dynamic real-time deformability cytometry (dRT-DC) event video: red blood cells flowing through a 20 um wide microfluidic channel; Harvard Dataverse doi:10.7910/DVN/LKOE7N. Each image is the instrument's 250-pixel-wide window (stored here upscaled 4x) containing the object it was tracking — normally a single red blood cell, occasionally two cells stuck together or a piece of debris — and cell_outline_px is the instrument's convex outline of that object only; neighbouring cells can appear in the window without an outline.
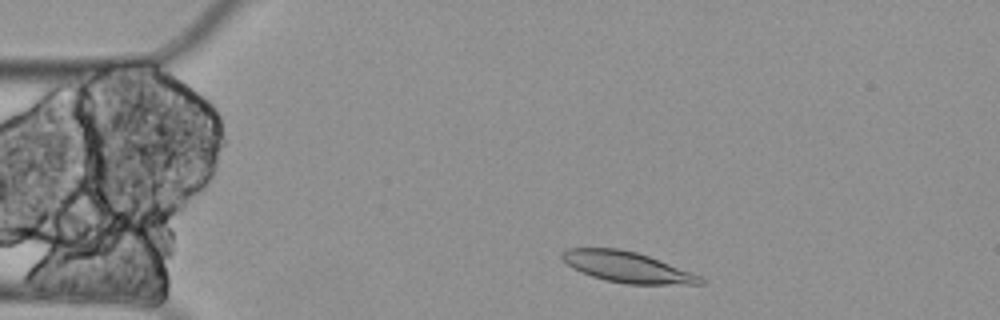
{"species": "Egyptian fruit bat (a non-hibernating species)", "species_latin": "Rousettus aegyptiacus", "temperature_condition": "cold", "stored_images_in_passage": 5, "camera_frame_rate_fps": 3000, "um_per_image_px": 0.085, "animal": {"sex": "female"}, "frame": {"image": 1, "passage_image": 2, "time_ms": 0.333, "image_size_px": [1000, 320], "cell_outline_px": [[704, 284], [628, 284], [604, 280], [580, 272], [572, 268], [560, 256], [560, 252], [568, 248], [620, 248], [636, 252], [648, 256], [704, 276]], "centroid_in_image_um": [53.32, 22.7], "position_along_channel_um": 31.7, "area_um2": 24.85}}
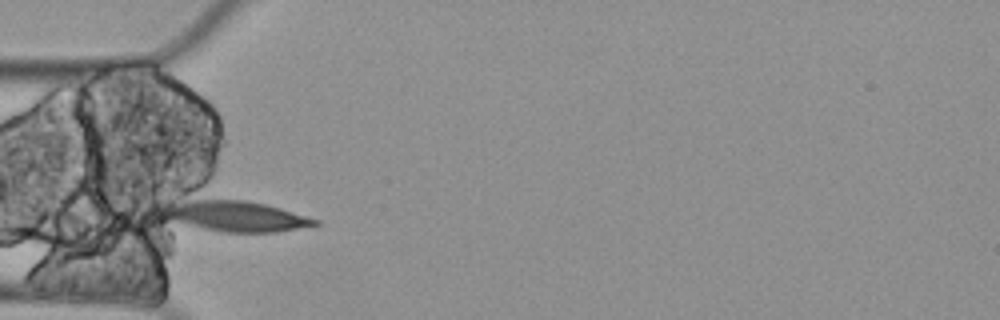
{"frame": {"image": 2, "passage_image": 4, "time_ms": 1.0, "image_size_px": [1000, 320], "cell_outline_px": [[320, 224], [276, 232], [224, 232], [204, 228], [168, 220], [160, 208], [160, 204], [168, 200], [200, 196], [204, 196], [244, 200], [264, 204], [280, 208], [320, 220]], "centroid_in_image_um": [19.83, 18.29], "position_along_channel_um": 65.2, "area_um2": 28.32}}
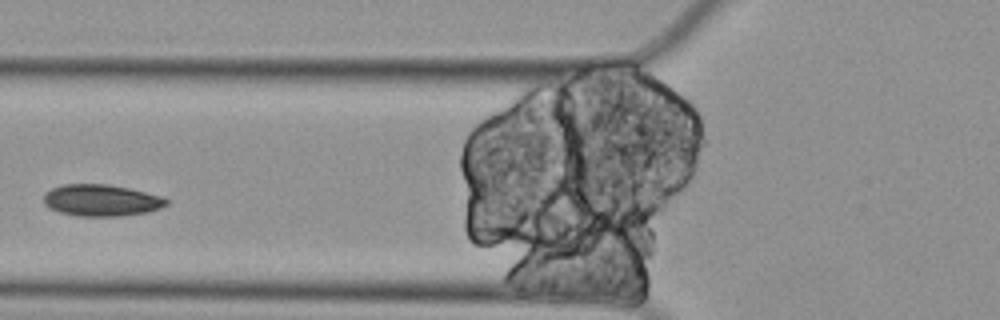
{"frame": {"image": 3, "passage_image": 5, "time_ms": 1.333, "image_size_px": [1000, 320], "cell_outline_px": [[168, 204], [160, 208], [148, 212], [120, 216], [80, 216], [60, 212], [48, 208], [44, 204], [44, 192], [52, 188], [64, 184], [108, 184], [128, 188], [164, 196], [168, 200]], "centroid_in_image_um": [8.62, 17.02], "position_along_channel_um": 117.2, "area_um2": 22.77}}